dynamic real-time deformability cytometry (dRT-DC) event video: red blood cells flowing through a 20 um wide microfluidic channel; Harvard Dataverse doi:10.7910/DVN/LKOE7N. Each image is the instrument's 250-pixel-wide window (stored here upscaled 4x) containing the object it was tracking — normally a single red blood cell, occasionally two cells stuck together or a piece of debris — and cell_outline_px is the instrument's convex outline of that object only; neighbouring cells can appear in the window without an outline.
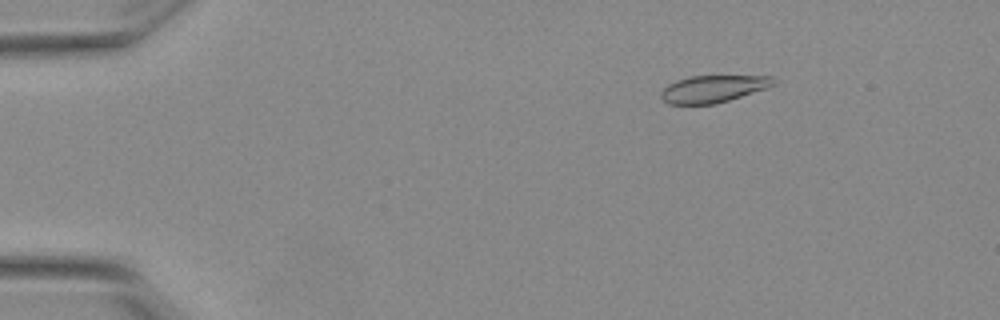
{"species": "Egyptian fruit bat (a non-hibernating species)", "species_latin": "Rousettus aegyptiacus", "temperature_condition": "warm", "stored_images_in_passage": 55, "camera_frame_rate_fps": 3000, "um_per_image_px": 0.085, "animal": {"sex": "female"}, "frame": {"image": 1, "passage_image": 9, "time_ms": 2.667, "image_size_px": [1000, 320], "cell_outline_px": [[776, 84], [716, 104], [668, 104], [660, 96], [660, 92], [668, 84], [676, 80], [688, 76], [772, 76], [776, 80]], "centroid_in_image_um": [60.57, 7.54], "position_along_channel_um": 24.4, "area_um2": 17.63}}
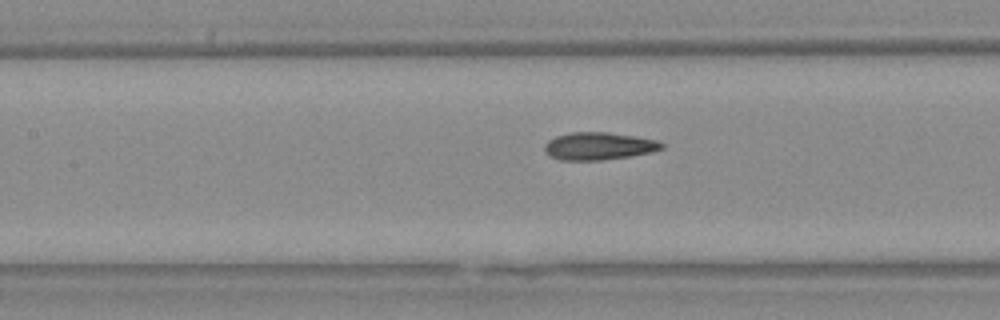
{"frame": {"image": 2, "passage_image": 26, "time_ms": 8.333, "image_size_px": [1000, 320], "cell_outline_px": [[664, 148], [652, 152], [628, 156], [600, 160], [560, 160], [548, 156], [544, 148], [544, 144], [548, 140], [556, 136], [572, 132], [608, 132], [636, 136], [656, 140], [664, 144]], "centroid_in_image_um": [50.87, 12.41], "position_along_channel_um": 156.5, "area_um2": 18.84}}
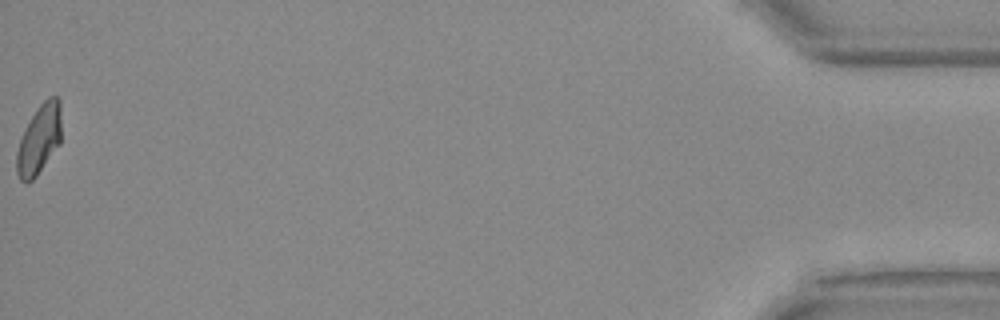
{"frame": {"image": 3, "passage_image": 55, "time_ms": 18.0, "image_size_px": [1000, 320], "cell_outline_px": [[60, 144], [36, 176], [32, 180], [20, 180], [16, 172], [16, 152], [20, 140], [36, 108], [48, 96], [56, 96], [60, 100]], "centroid_in_image_um": [3.33, 11.83], "position_along_channel_um": 431.9, "area_um2": 17.8}, "authors_computed_cell_mechanics": {"area_um2": 18.4382, "velocity_mm_per_s": 3.8409, "shape_relaxation_time_tau1_ms": 6.1809, "shape_relaxation_time_tau2_ms": 1.2878, "deformation_change_tau1": 0.1718, "deformation_change_tau2": 0.0745}}